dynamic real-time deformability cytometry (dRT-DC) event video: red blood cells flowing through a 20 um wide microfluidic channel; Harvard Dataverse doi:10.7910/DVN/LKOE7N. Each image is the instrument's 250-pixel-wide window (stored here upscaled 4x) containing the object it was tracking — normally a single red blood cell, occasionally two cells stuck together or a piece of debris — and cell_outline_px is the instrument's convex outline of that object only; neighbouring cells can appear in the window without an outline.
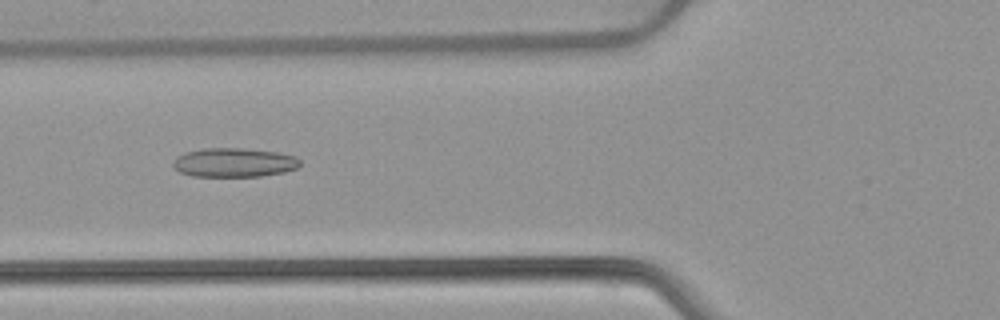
{"species": "common noctule bat (a hibernating species)", "species_latin": "Nyctalus noctula", "temperature_condition": "warm", "stored_images_in_passage": 52, "camera_frame_rate_fps": 3000, "um_per_image_px": 0.085, "animal": {"sex": "female", "body_mass_g": 22.7, "forearm_length_mm": 54.2}, "frame": {"image": 1, "passage_image": 20, "time_ms": 6.333, "image_size_px": [1000, 320], "cell_outline_px": [[300, 164], [296, 168], [284, 172], [260, 176], [192, 176], [180, 172], [172, 164], [176, 156], [184, 152], [204, 148], [240, 148], [280, 152], [296, 156], [300, 160]], "centroid_in_image_um": [19.9, 13.8], "position_along_channel_um": 105.9, "area_um2": 21.56}}
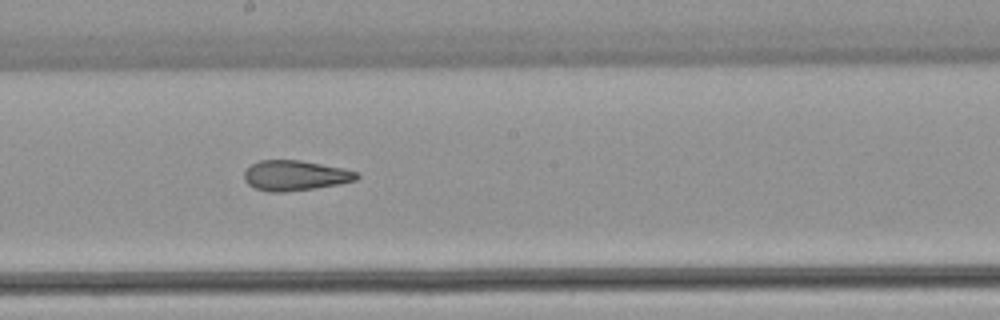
{"frame": {"image": 2, "passage_image": 29, "time_ms": 9.333, "image_size_px": [1000, 320], "cell_outline_px": [[360, 176], [356, 180], [340, 184], [284, 192], [268, 192], [256, 188], [248, 184], [244, 180], [244, 172], [252, 164], [260, 160], [300, 160], [344, 168], [360, 172]], "centroid_in_image_um": [25.12, 14.91], "position_along_channel_um": 223.1, "area_um2": 19.83}}
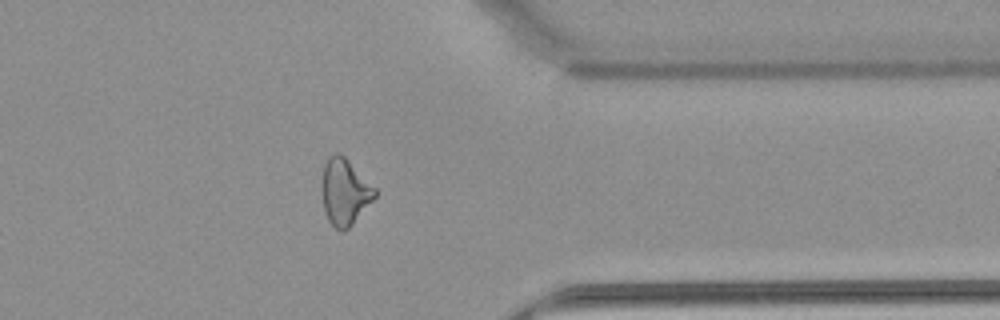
{"frame": {"image": 3, "passage_image": 42, "time_ms": 13.667, "image_size_px": [1000, 320], "cell_outline_px": [[376, 196], [352, 224], [344, 232], [340, 232], [328, 220], [324, 208], [320, 192], [320, 184], [324, 164], [328, 156], [336, 152], [340, 152], [376, 188]], "centroid_in_image_um": [29.26, 16.29], "position_along_channel_um": 382.1, "area_um2": 20.69}, "authors_computed_cell_mechanics": {"area_um2": 21.8195, "velocity_mm_per_s": 3.9046, "shape_relaxation_time_tau1_ms": null, "shape_relaxation_time_tau2_ms": 3.1188, "deformation_change_tau1": null, "deformation_change_tau2": 0.1155}}